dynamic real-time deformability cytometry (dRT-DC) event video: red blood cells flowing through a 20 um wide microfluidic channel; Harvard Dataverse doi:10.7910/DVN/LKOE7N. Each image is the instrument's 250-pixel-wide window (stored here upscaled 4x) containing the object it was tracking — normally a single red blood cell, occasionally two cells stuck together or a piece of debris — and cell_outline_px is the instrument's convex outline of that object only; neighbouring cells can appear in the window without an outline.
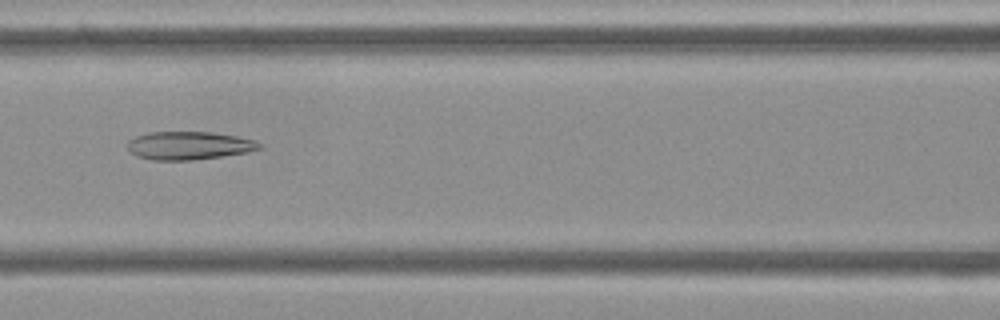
{"species": "Egyptian fruit bat (a non-hibernating species)", "species_latin": "Rousettus aegyptiacus", "temperature_condition": "cold", "stored_images_in_passage": 39, "camera_frame_rate_fps": 3000, "um_per_image_px": 0.085, "frame": {"image": 1, "passage_image": 9, "time_ms": 2.667, "image_size_px": [1000, 320], "cell_outline_px": [[264, 148], [248, 152], [192, 160], [152, 160], [136, 156], [128, 148], [128, 140], [136, 136], [148, 132], [212, 132], [236, 136], [256, 140], [264, 144]], "centroid_in_image_um": [16.11, 12.37], "position_along_channel_um": 150.5, "area_um2": 21.73}}
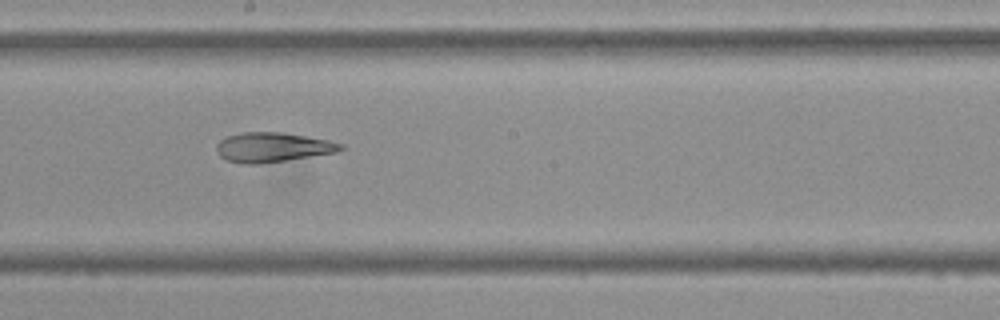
{"frame": {"image": 2, "passage_image": 15, "time_ms": 4.667, "image_size_px": [1000, 320], "cell_outline_px": [[344, 148], [336, 152], [260, 164], [240, 164], [224, 160], [216, 152], [216, 144], [220, 140], [228, 136], [240, 132], [280, 132], [328, 140], [344, 144]], "centroid_in_image_um": [23.11, 12.52], "position_along_channel_um": 225.1, "area_um2": 21.44}}
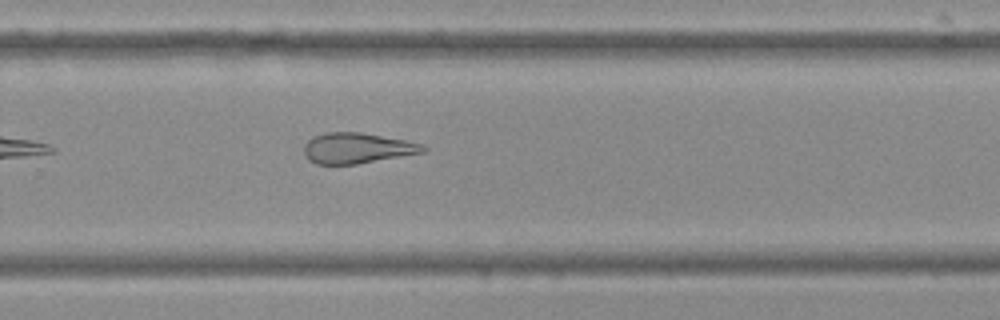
{"frame": {"image": 3, "passage_image": 21, "time_ms": 6.667, "image_size_px": [1000, 320], "cell_outline_px": [[428, 148], [424, 152], [356, 164], [316, 164], [308, 160], [304, 156], [304, 144], [312, 136], [324, 132], [360, 132], [404, 140], [420, 144]], "centroid_in_image_um": [30.28, 12.59], "position_along_channel_um": 299.5, "area_um2": 21.15}, "authors_computed_cell_mechanics": {"area_um2": 22.542, "velocity_mm_per_s": 3.738, "shape_relaxation_time_tau1_ms": null, "shape_relaxation_time_tau2_ms": 3.779, "deformation_change_tau1": null, "deformation_change_tau2": 0.1324}}